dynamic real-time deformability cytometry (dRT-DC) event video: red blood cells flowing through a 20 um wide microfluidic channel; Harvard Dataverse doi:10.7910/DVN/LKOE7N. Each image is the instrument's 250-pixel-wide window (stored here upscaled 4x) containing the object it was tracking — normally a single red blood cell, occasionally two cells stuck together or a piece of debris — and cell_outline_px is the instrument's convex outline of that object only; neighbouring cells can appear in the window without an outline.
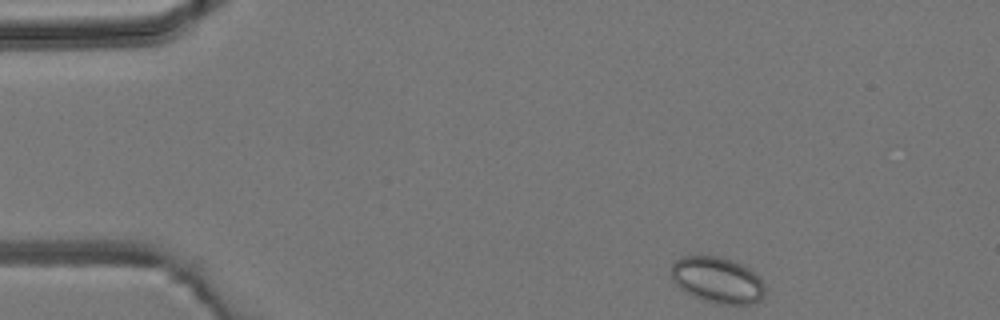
{"species": "common noctule bat (a hibernating species)", "species_latin": "Nyctalus noctula", "temperature_condition": "room temperature", "stored_images_in_passage": 3, "camera_frame_rate_fps": 3000, "um_per_image_px": 0.085, "animal": {"sex": "male", "body_mass_g": 19.2, "forearm_length_mm": 51.8}, "frame": {"image": 1, "passage_image": 1, "time_ms": 0.0, "image_size_px": [1000, 320], "cell_outline_px": [[764, 296], [760, 300], [752, 304], [716, 304], [700, 300], [684, 292], [672, 280], [672, 264], [680, 256], [716, 256], [740, 264], [748, 268], [764, 284]], "centroid_in_image_um": [60.94, 23.83], "position_along_channel_um": 24.1, "area_um2": 25.09}}